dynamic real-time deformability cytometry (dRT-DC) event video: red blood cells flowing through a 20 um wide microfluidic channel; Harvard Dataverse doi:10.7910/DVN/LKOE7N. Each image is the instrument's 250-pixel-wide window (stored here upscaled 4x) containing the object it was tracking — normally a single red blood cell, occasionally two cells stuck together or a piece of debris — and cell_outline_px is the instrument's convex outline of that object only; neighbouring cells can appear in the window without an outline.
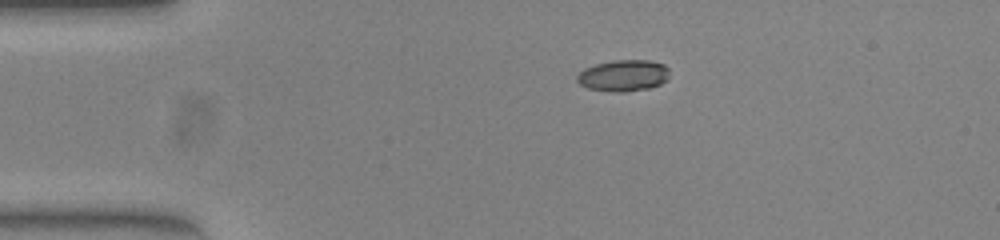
{"species": "common noctule bat (a hibernating species)", "species_latin": "Nyctalus noctula", "temperature_condition": "warm", "stored_images_in_passage": 43, "camera_frame_rate_fps": 3000, "um_per_image_px": 0.085, "animal": {"sex": "female", "body_mass_g": 23.0, "forearm_length_mm": 53.4}, "frame": {"image": 1, "passage_image": 1, "time_ms": 0.0, "image_size_px": [1000, 240], "cell_outline_px": [[668, 80], [660, 84], [648, 88], [624, 92], [612, 92], [588, 88], [580, 84], [576, 80], [576, 76], [584, 68], [596, 64], [612, 60], [652, 60], [664, 64], [668, 68]], "centroid_in_image_um": [52.99, 6.41], "position_along_channel_um": 32.0, "area_um2": 17.05}}
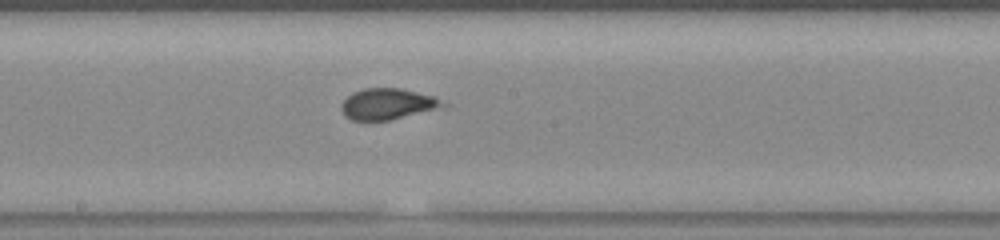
{"frame": {"image": 2, "passage_image": 19, "time_ms": 6.0, "image_size_px": [1000, 240], "cell_outline_px": [[452, 104], [448, 108], [388, 120], [352, 120], [344, 116], [340, 108], [340, 104], [352, 92], [364, 88], [400, 88], [436, 96]], "centroid_in_image_um": [33.07, 8.84], "position_along_channel_um": 215.1, "area_um2": 19.07}}
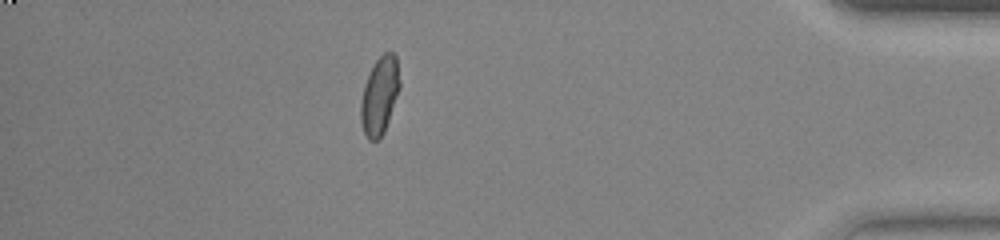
{"frame": {"image": 3, "passage_image": 37, "time_ms": 12.0, "image_size_px": [1000, 240], "cell_outline_px": [[400, 88], [384, 132], [380, 140], [368, 140], [364, 132], [360, 120], [360, 104], [364, 84], [376, 60], [384, 52], [392, 52], [396, 56], [400, 80]], "centroid_in_image_um": [32.27, 8.14], "position_along_channel_um": 402.9, "area_um2": 17.63}, "authors_computed_cell_mechanics": {"area_um2": 18.3226, "velocity_mm_per_s": 3.8943, "shape_relaxation_time_tau1_ms": null, "shape_relaxation_time_tau2_ms": 0.9274, "deformation_change_tau1": null, "deformation_change_tau2": 0.0707}}